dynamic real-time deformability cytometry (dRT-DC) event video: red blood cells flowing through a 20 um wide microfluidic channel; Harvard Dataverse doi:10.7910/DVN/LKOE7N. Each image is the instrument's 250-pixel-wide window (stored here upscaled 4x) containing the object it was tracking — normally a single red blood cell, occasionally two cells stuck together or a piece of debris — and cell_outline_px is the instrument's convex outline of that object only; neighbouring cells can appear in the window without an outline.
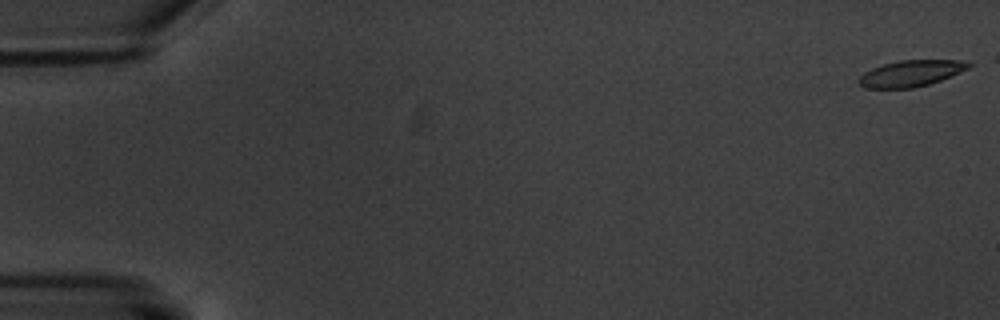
{"species": "common noctule bat (a hibernating species)", "species_latin": "Nyctalus noctula", "temperature_condition": "warm", "stored_images_in_passage": 6, "camera_frame_rate_fps": 3000, "um_per_image_px": 0.085, "animal": {"sex": "male", "body_mass_g": 20.1, "forearm_length_mm": 53.5}, "frame": {"image": 1, "passage_image": 1, "time_ms": 0.0, "image_size_px": [1000, 320], "cell_outline_px": [[972, 64], [968, 68], [960, 72], [940, 80], [928, 84], [912, 88], [864, 88], [860, 84], [860, 76], [864, 72], [872, 68], [884, 64], [900, 60], [960, 60]], "centroid_in_image_um": [77.42, 6.23], "position_along_channel_um": 7.6, "area_um2": 16.53}}